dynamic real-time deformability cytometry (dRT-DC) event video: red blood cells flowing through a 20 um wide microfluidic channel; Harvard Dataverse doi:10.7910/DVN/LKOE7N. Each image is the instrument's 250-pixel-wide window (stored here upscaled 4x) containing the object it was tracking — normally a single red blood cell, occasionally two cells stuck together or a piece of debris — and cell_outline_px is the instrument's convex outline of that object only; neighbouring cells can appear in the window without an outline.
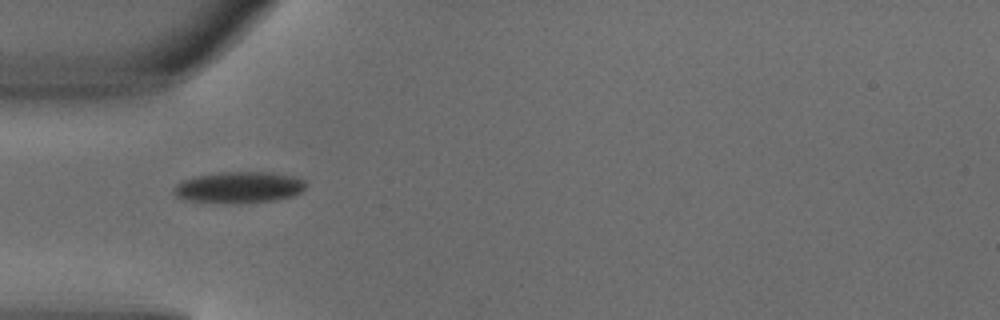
{"species": "common noctule bat (a hibernating species)", "species_latin": "Nyctalus noctula", "temperature_condition": "warm", "stored_images_in_passage": 1, "camera_frame_rate_fps": 3000, "um_per_image_px": 0.085, "animal": {"sex": "male", "body_mass_g": 18.8}, "frame": {"image": 1, "passage_image": 1, "time_ms": 0.0, "image_size_px": [1000, 320], "cell_outline_px": [[308, 184], [300, 192], [292, 196], [276, 200], [240, 204], [188, 200], [176, 196], [172, 192], [176, 184], [192, 176], [220, 172], [272, 172], [292, 176], [304, 180]], "centroid_in_image_um": [20.32, 15.92], "position_along_channel_um": 64.7, "area_um2": 24.28}}